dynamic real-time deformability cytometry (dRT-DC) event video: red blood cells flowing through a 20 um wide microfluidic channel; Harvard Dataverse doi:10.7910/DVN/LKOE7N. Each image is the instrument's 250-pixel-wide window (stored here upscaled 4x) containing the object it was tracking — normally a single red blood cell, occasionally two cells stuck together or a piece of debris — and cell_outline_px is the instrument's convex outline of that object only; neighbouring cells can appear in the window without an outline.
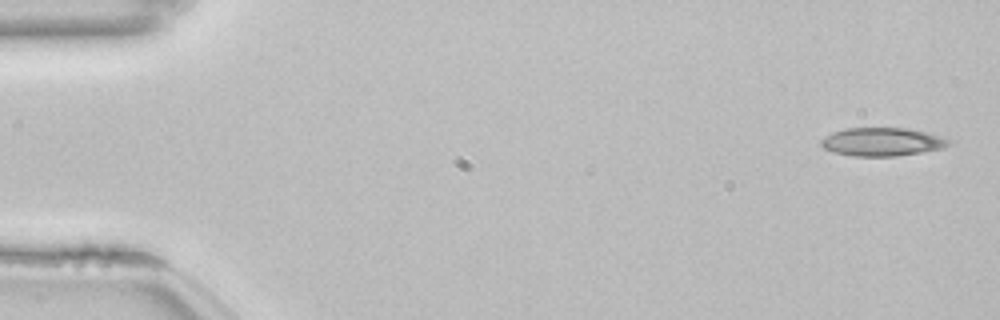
{"species": "common noctule bat (a hibernating species)", "species_latin": "Nyctalus noctula", "temperature_condition": "room temperature", "stored_images_in_passage": 52, "camera_frame_rate_fps": 3000, "um_per_image_px": 0.085, "animal": {"sex": "female", "body_mass_g": 22.7, "forearm_length_mm": 54.2}, "frame": {"image": 1, "passage_image": 1, "time_ms": 0.0, "image_size_px": [1000, 320], "cell_outline_px": [[952, 144], [944, 148], [896, 156], [852, 156], [836, 152], [824, 148], [820, 144], [820, 140], [824, 136], [832, 132], [844, 128], [908, 128], [928, 132], [952, 140]], "centroid_in_image_um": [75.0, 12.04], "position_along_channel_um": 10.0, "area_um2": 21.21}}
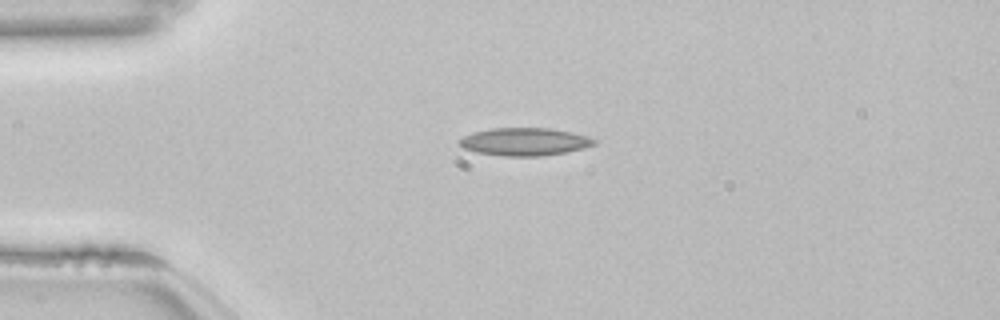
{"frame": {"image": 2, "passage_image": 12, "time_ms": 3.667, "image_size_px": [1000, 320], "cell_outline_px": [[596, 144], [584, 148], [564, 152], [540, 156], [504, 156], [476, 152], [464, 148], [456, 144], [456, 140], [472, 132], [488, 128], [548, 128], [572, 132], [596, 140]], "centroid_in_image_um": [44.51, 12.04], "position_along_channel_um": 40.5, "area_um2": 21.85}}
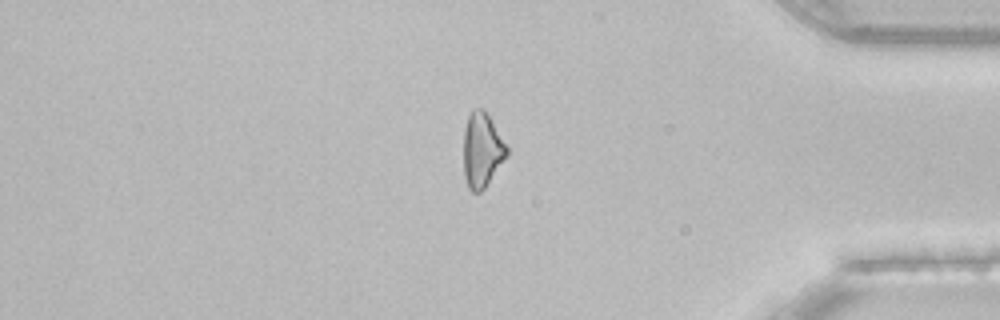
{"frame": {"image": 3, "passage_image": 44, "time_ms": 14.333, "image_size_px": [1000, 320], "cell_outline_px": [[508, 156], [484, 188], [480, 192], [472, 192], [468, 188], [464, 176], [464, 132], [468, 116], [472, 108], [484, 108], [508, 148]], "centroid_in_image_um": [40.97, 12.75], "position_along_channel_um": 394.2, "area_um2": 18.79}, "authors_computed_cell_mechanics": {"area_um2": 20.7213, "velocity_mm_per_s": 3.8489, "shape_relaxation_time_tau1_ms": null, "shape_relaxation_time_tau2_ms": 6.9003, "deformation_change_tau1": null, "deformation_change_tau2": 0.189}}